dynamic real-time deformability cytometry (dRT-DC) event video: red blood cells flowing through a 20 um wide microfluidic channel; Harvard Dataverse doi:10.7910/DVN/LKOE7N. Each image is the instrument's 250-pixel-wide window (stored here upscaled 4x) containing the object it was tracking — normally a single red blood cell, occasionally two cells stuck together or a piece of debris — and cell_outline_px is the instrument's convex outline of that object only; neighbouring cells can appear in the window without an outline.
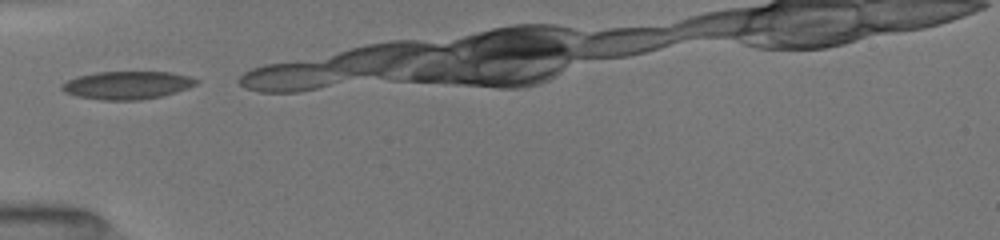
{"species": "common noctule bat (a hibernating species)", "species_latin": "Nyctalus noctula", "temperature_condition": "room temperature", "stored_images_in_passage": 19, "camera_frame_rate_fps": 3000, "um_per_image_px": 0.085, "animal": {"sex": "female", "body_mass_g": 19.5, "forearm_length_mm": 54.1}, "frame": {"image": 1, "passage_image": 1, "time_ms": 0.0, "image_size_px": [1000, 240], "cell_outline_px": [[200, 80], [196, 84], [188, 88], [176, 92], [160, 96], [140, 100], [100, 100], [76, 96], [64, 92], [60, 88], [60, 84], [76, 76], [96, 72], [168, 72], [188, 76]], "centroid_in_image_um": [10.76, 7.24], "position_along_channel_um": 74.2, "area_um2": 21.96}}